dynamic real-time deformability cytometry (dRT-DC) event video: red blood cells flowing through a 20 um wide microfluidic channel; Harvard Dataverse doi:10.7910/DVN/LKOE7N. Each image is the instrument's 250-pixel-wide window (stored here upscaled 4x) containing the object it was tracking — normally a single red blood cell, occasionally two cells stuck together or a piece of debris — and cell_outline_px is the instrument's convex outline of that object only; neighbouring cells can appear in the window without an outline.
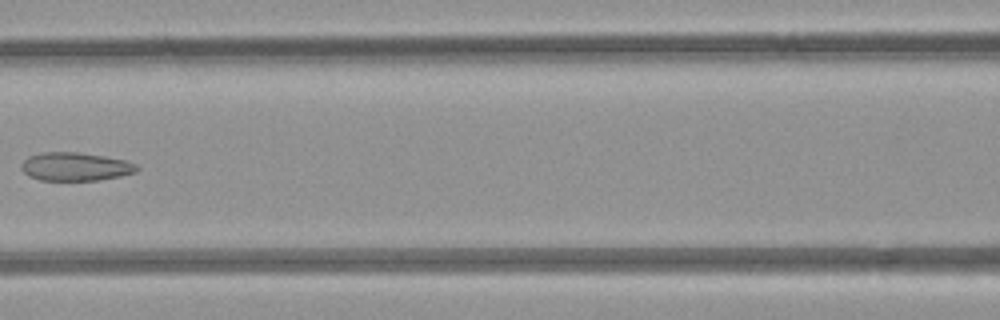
{"species": "common noctule bat (a hibernating species)", "species_latin": "Nyctalus noctula", "temperature_condition": "room temperature", "stored_images_in_passage": 5, "camera_frame_rate_fps": 3000, "um_per_image_px": 0.085, "animal": {"sex": "female", "body_mass_g": 21.9}, "frame": {"image": 1, "passage_image": 5, "time_ms": 5.333, "image_size_px": [1000, 320], "cell_outline_px": [[140, 168], [136, 172], [120, 176], [100, 180], [40, 180], [28, 176], [20, 168], [20, 164], [28, 156], [40, 152], [80, 152], [104, 156], [124, 160], [136, 164]], "centroid_in_image_um": [6.38, 14.16], "position_along_channel_um": 160.2, "area_um2": 19.25}}